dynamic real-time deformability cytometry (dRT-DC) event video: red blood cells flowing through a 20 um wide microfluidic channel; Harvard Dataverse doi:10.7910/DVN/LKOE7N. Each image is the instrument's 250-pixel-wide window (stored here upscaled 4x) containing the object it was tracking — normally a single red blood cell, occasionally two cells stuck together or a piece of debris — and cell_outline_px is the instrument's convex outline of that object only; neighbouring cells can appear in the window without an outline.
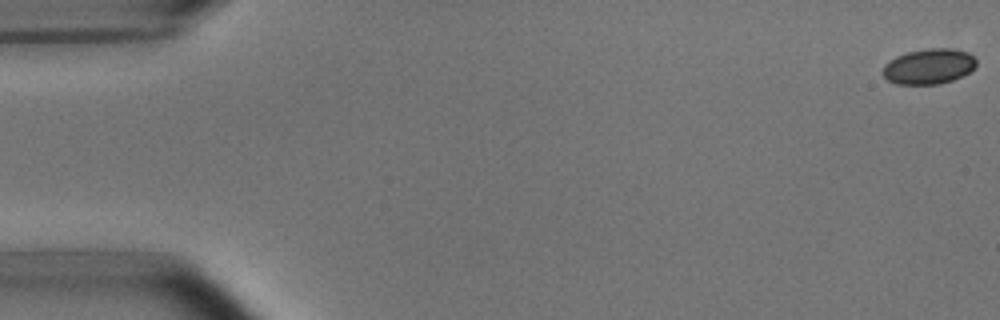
{"species": "common noctule bat (a hibernating species)", "species_latin": "Nyctalus noctula", "temperature_condition": "room temperature", "stored_images_in_passage": 50, "camera_frame_rate_fps": 3000, "um_per_image_px": 0.085, "animal": {"sex": "male", "body_mass_g": 15.6}, "frame": {"image": 1, "passage_image": 1, "time_ms": 0.0, "image_size_px": [1000, 320], "cell_outline_px": [[976, 64], [964, 76], [940, 84], [896, 84], [888, 80], [880, 72], [884, 64], [896, 56], [908, 52], [928, 48], [952, 48], [968, 52], [976, 60]], "centroid_in_image_um": [78.92, 5.64], "position_along_channel_um": 6.1, "area_um2": 19.36}}
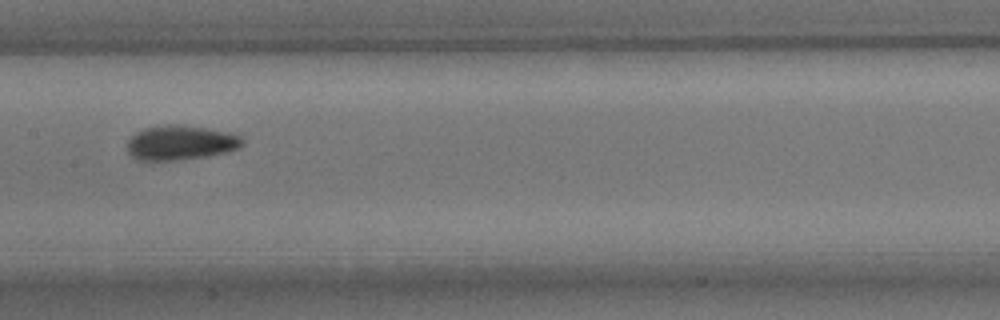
{"frame": {"image": 2, "passage_image": 27, "time_ms": 8.667, "image_size_px": [1000, 320], "cell_outline_px": [[244, 144], [240, 148], [228, 152], [208, 156], [176, 160], [136, 160], [128, 152], [128, 140], [136, 132], [144, 128], [168, 124], [180, 124], [232, 132], [240, 136], [244, 140]], "centroid_in_image_um": [15.39, 12.12], "position_along_channel_um": 192.0, "area_um2": 23.47}}
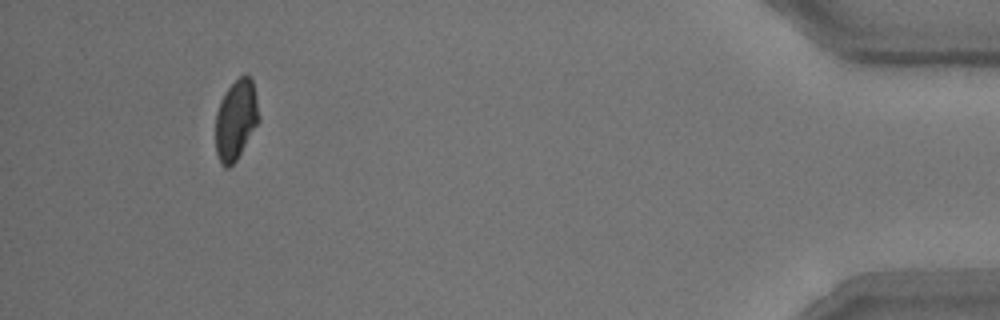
{"frame": {"image": 3, "passage_image": 50, "time_ms": 16.333, "image_size_px": [1000, 320], "cell_outline_px": [[260, 120], [236, 160], [228, 168], [224, 168], [220, 164], [216, 152], [216, 112], [220, 100], [228, 88], [244, 72], [252, 80], [260, 116]], "centroid_in_image_um": [20.05, 10.19], "position_along_channel_um": 415.2, "area_um2": 20.17}, "authors_computed_cell_mechanics": {"area_um2": 21.4149, "velocity_mm_per_s": 3.7818, "shape_relaxation_time_tau1_ms": 3.4908, "shape_relaxation_time_tau2_ms": 1.5286, "deformation_change_tau1": 0.1005, "deformation_change_tau2": 0.0779}}